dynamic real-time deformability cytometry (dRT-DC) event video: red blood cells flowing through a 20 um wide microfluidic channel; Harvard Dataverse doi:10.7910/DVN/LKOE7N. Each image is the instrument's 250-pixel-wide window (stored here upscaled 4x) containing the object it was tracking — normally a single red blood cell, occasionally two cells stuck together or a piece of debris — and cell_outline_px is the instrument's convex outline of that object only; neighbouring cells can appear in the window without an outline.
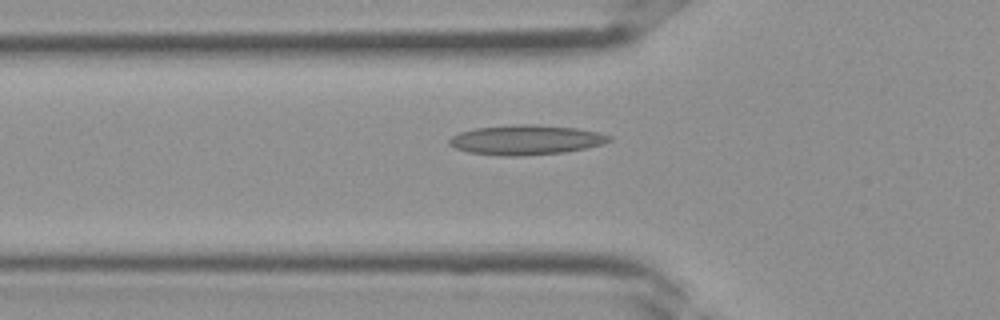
{"species": "Egyptian fruit bat (a non-hibernating species)", "species_latin": "Rousettus aegyptiacus", "temperature_condition": "room temperature", "stored_images_in_passage": 4, "camera_frame_rate_fps": 3000, "um_per_image_px": 0.085, "frame": {"image": 1, "passage_image": 3, "time_ms": 0.667, "image_size_px": [1000, 320], "cell_outline_px": [[612, 140], [604, 144], [564, 152], [520, 156], [500, 156], [468, 152], [456, 148], [448, 144], [448, 140], [452, 136], [460, 132], [476, 128], [516, 124], [532, 124], [576, 128], [600, 132], [612, 136]], "centroid_in_image_um": [44.72, 11.89], "position_along_channel_um": 81.1, "area_um2": 27.8}}